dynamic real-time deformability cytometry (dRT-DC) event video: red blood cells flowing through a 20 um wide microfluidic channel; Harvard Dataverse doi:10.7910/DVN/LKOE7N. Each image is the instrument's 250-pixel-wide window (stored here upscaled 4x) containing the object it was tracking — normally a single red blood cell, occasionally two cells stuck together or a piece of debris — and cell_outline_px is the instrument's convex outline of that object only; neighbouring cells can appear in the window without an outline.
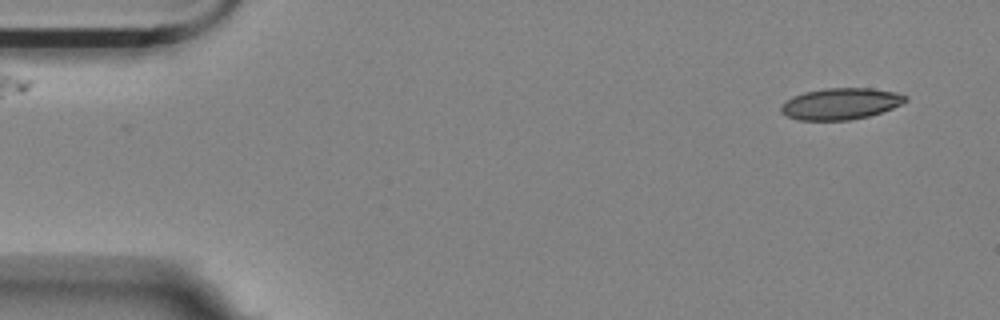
{"species": "Egyptian fruit bat (a non-hibernating species)", "species_latin": "Rousettus aegyptiacus", "temperature_condition": "room temperature", "stored_images_in_passage": 5, "camera_frame_rate_fps": 3000, "um_per_image_px": 0.085, "animal": {"sex": "female"}, "frame": {"image": 1, "passage_image": 1, "time_ms": 0.0, "image_size_px": [1000, 320], "cell_outline_px": [[908, 100], [892, 108], [868, 116], [848, 120], [800, 120], [784, 116], [780, 112], [780, 108], [792, 96], [804, 92], [824, 88], [872, 88], [896, 92], [908, 96]], "centroid_in_image_um": [71.44, 8.81], "position_along_channel_um": 13.6, "area_um2": 22.77}}
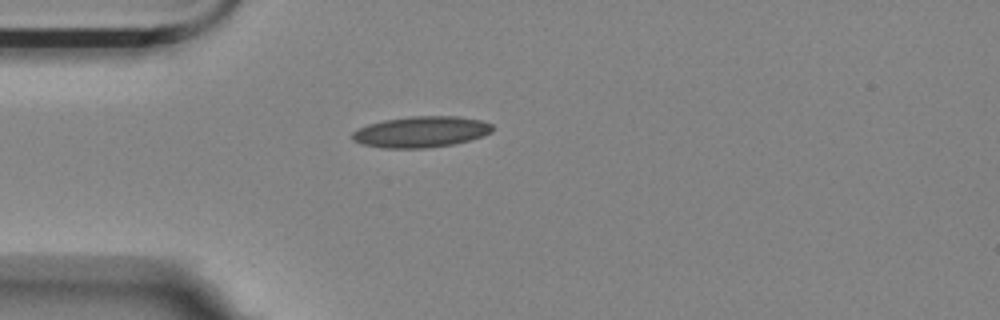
{"frame": {"image": 2, "passage_image": 4, "time_ms": 3.667, "image_size_px": [1000, 320], "cell_outline_px": [[492, 132], [484, 136], [452, 144], [428, 148], [384, 148], [360, 144], [352, 140], [352, 132], [368, 124], [384, 120], [412, 116], [456, 116], [480, 120], [492, 124]], "centroid_in_image_um": [35.77, 11.21], "position_along_channel_um": 49.2, "area_um2": 25.32}}